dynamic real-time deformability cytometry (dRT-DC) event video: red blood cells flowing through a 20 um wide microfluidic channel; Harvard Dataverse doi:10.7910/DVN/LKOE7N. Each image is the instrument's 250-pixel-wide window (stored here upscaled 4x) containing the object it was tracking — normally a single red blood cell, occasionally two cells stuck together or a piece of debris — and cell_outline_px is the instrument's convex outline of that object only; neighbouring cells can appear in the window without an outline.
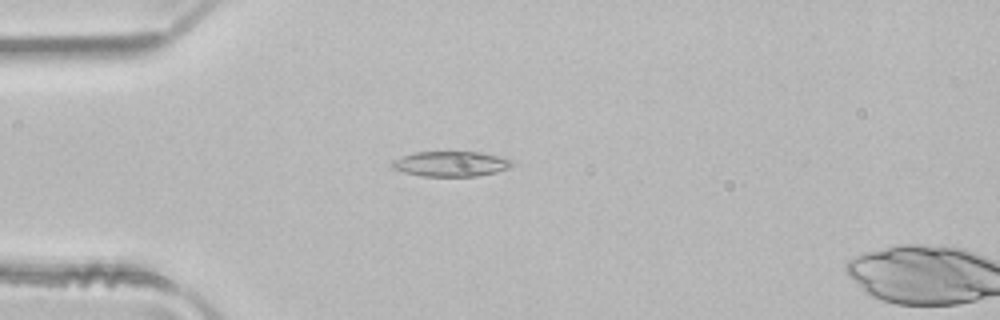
{"species": "common noctule bat (a hibernating species)", "species_latin": "Nyctalus noctula", "temperature_condition": "room temperature", "stored_images_in_passage": 4, "camera_frame_rate_fps": 3000, "um_per_image_px": 0.085, "animal": {"sex": "male", "body_mass_g": 21.5, "forearm_length_mm": 52.0}, "frame": {"image": 1, "passage_image": 3, "time_ms": 0.667, "image_size_px": [1000, 320], "cell_outline_px": [[516, 164], [508, 168], [496, 172], [476, 176], [424, 176], [404, 172], [392, 168], [388, 164], [392, 160], [400, 156], [416, 152], [484, 152], [500, 156], [512, 160]], "centroid_in_image_um": [38.32, 13.92], "position_along_channel_um": 46.7, "area_um2": 17.8}}